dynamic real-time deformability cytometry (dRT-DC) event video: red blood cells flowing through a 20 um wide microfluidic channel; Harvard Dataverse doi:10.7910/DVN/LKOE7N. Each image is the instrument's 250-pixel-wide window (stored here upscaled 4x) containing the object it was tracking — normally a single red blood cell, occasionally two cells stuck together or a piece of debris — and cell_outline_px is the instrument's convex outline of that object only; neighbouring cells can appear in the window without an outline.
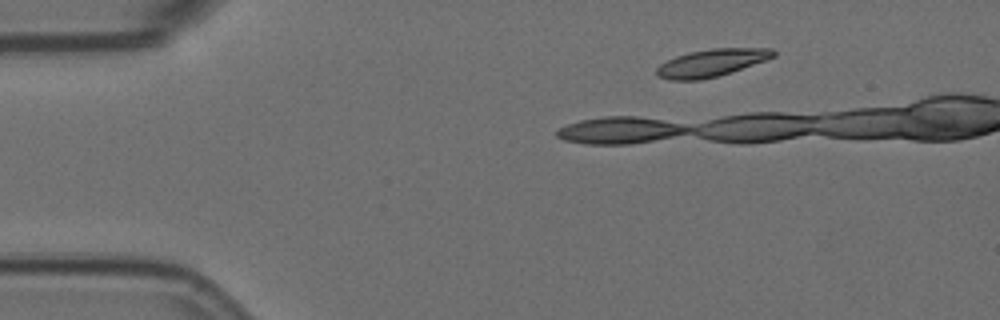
{"species": "Egyptian fruit bat (a non-hibernating species)", "species_latin": "Rousettus aegyptiacus", "temperature_condition": "room temperature", "stored_images_in_passage": 14, "camera_frame_rate_fps": 3000, "um_per_image_px": 0.085, "animal": {"sex": "female"}, "frame": {"image": 1, "passage_image": 1, "time_ms": 0.0, "image_size_px": [1000, 320], "cell_outline_px": [[776, 56], [716, 76], [700, 80], [668, 80], [660, 76], [656, 72], [656, 68], [660, 64], [676, 56], [688, 52], [712, 48], [772, 48], [776, 52]], "centroid_in_image_um": [60.45, 5.32], "position_along_channel_um": 24.5, "area_um2": 18.32}}
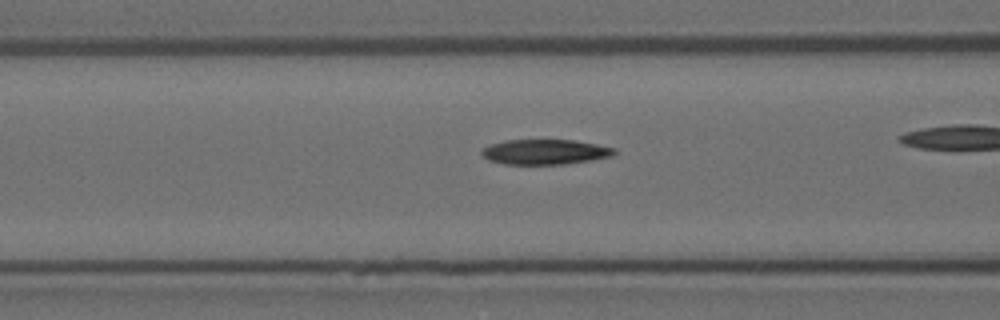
{"frame": {"image": 2, "passage_image": 12, "time_ms": 3.667, "image_size_px": [1000, 320], "cell_outline_px": [[616, 152], [612, 156], [592, 160], [564, 164], [504, 164], [488, 160], [480, 152], [488, 144], [504, 140], [576, 140], [616, 148]], "centroid_in_image_um": [46.32, 12.91], "position_along_channel_um": 120.3, "area_um2": 19.48}}